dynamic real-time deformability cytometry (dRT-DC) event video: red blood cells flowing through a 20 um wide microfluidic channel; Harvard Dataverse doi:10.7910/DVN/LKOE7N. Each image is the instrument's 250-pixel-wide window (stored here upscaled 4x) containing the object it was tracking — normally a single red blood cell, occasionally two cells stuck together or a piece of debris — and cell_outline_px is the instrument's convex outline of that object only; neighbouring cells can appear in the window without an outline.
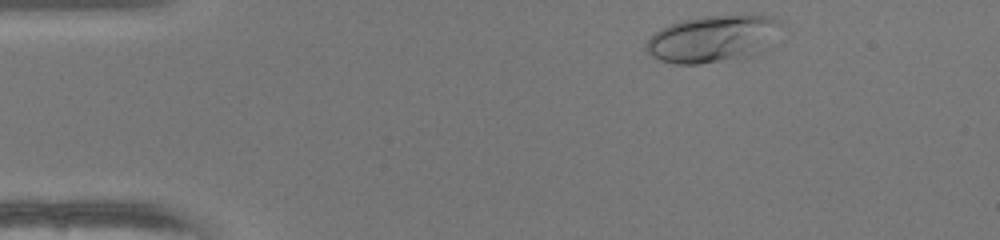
{"species": "human", "species_latin": "Homo sapiens", "temperature_condition": "warm", "stored_images_in_passage": 35, "camera_frame_rate_fps": 3000, "um_per_image_px": 0.085, "donor": {"sex": "female"}, "frame": {"image": 1, "passage_image": 1, "time_ms": 0.0, "image_size_px": [1000, 240], "cell_outline_px": [[780, 24], [752, 56], [696, 64], [676, 64], [660, 60], [652, 56], [644, 48], [644, 44], [656, 32], [668, 24], [680, 20], [704, 16], [772, 16], [780, 20]], "centroid_in_image_um": [60.41, 3.29], "position_along_channel_um": 24.6, "area_um2": 35.49}}
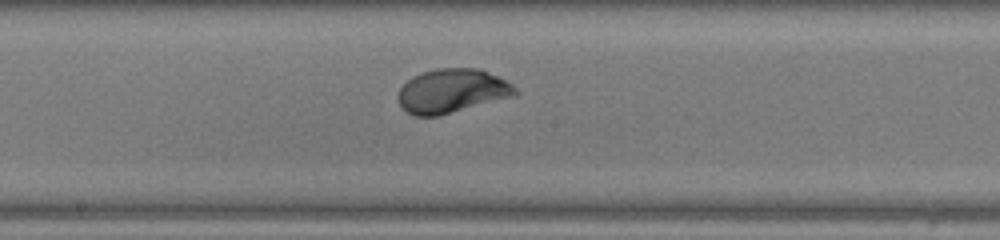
{"frame": {"image": 2, "passage_image": 20, "time_ms": 6.333, "image_size_px": [1000, 240], "cell_outline_px": [[520, 96], [436, 116], [412, 116], [400, 104], [396, 96], [400, 88], [412, 76], [436, 68], [480, 68], [512, 84], [520, 92]], "centroid_in_image_um": [38.47, 7.74], "position_along_channel_um": 209.7, "area_um2": 30.35}}
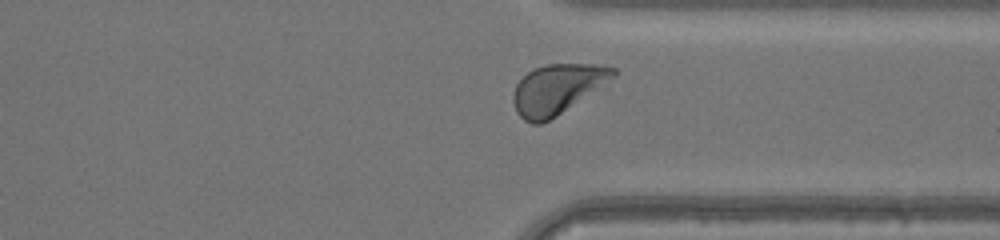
{"frame": {"image": 3, "passage_image": 31, "time_ms": 10.0, "image_size_px": [1000, 240], "cell_outline_px": [[616, 76], [556, 116], [540, 124], [532, 124], [524, 120], [516, 112], [512, 100], [512, 96], [516, 84], [528, 72], [536, 68], [548, 64], [592, 64], [616, 68]], "centroid_in_image_um": [47.32, 7.57], "position_along_channel_um": 364.1, "area_um2": 28.55}, "authors_computed_cell_mechanics": {"area_um2": 29.7092, "velocity_mm_per_s": 4.188, "shape_relaxation_time_tau1_ms": 2.2333, "shape_relaxation_time_tau2_ms": null, "deformation_change_tau1": 0.1744, "deformation_change_tau2": null}}